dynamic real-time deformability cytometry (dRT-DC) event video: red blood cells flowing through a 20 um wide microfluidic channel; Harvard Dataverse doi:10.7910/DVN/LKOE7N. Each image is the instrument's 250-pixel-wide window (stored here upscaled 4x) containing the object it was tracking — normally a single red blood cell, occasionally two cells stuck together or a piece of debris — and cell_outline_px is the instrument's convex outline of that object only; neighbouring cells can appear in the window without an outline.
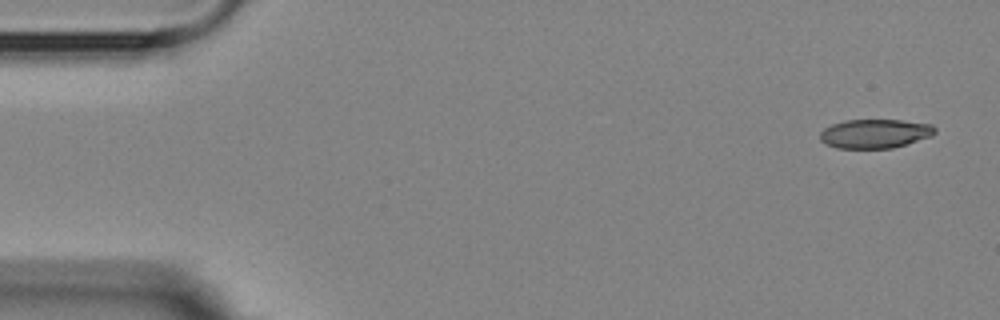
{"species": "Egyptian fruit bat (a non-hibernating species)", "species_latin": "Rousettus aegyptiacus", "temperature_condition": "room temperature", "stored_images_in_passage": 4, "camera_frame_rate_fps": 3000, "um_per_image_px": 0.085, "animal": {"sex": "female"}, "frame": {"image": 1, "passage_image": 1, "time_ms": 0.0, "image_size_px": [1000, 320], "cell_outline_px": [[936, 132], [932, 136], [892, 148], [836, 148], [824, 144], [820, 140], [820, 132], [824, 128], [832, 124], [848, 120], [900, 120], [932, 124], [936, 128]], "centroid_in_image_um": [74.36, 11.36], "position_along_channel_um": 10.6, "area_um2": 19.48}}
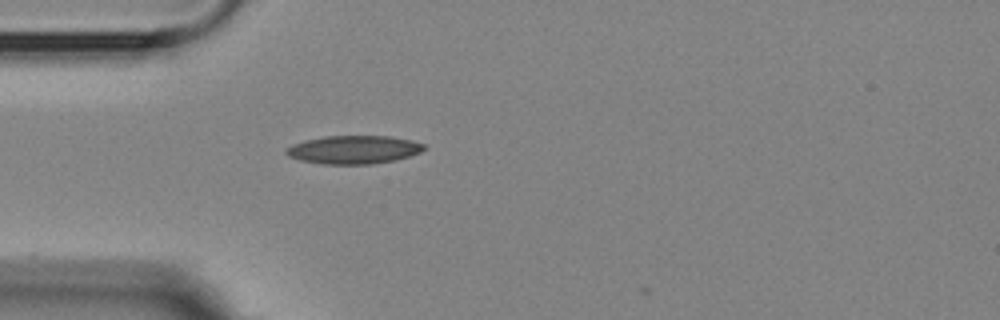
{"frame": {"image": 2, "passage_image": 4, "time_ms": 4.333, "image_size_px": [1000, 320], "cell_outline_px": [[424, 148], [420, 152], [396, 160], [372, 164], [320, 164], [300, 160], [288, 156], [284, 152], [284, 148], [292, 144], [304, 140], [324, 136], [388, 136], [412, 140], [424, 144]], "centroid_in_image_um": [30.01, 12.72], "position_along_channel_um": 55.0, "area_um2": 22.83}}